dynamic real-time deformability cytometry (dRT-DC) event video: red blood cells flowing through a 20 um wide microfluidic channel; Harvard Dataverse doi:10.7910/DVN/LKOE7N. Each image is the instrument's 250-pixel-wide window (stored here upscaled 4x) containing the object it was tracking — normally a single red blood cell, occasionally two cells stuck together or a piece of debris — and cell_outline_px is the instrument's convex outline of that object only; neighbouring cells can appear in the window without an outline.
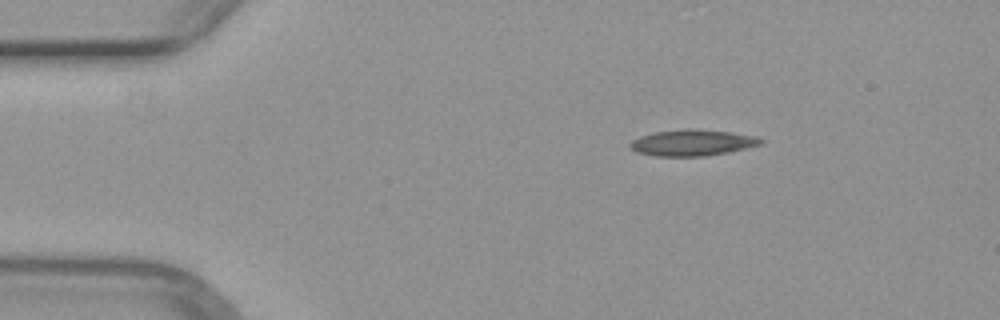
{"species": "common noctule bat (a hibernating species)", "species_latin": "Nyctalus noctula", "temperature_condition": "warm", "stored_images_in_passage": 4, "camera_frame_rate_fps": 3000, "um_per_image_px": 0.085, "animal": {"sex": "female", "body_mass_g": 29.2, "forearm_length_mm": 56.3}, "frame": {"image": 1, "passage_image": 1, "time_ms": 0.0, "image_size_px": [1000, 320], "cell_outline_px": [[764, 144], [728, 152], [704, 156], [656, 156], [636, 152], [628, 144], [632, 140], [640, 136], [656, 132], [732, 132], [756, 136], [764, 140]], "centroid_in_image_um": [58.88, 12.19], "position_along_channel_um": 26.1, "area_um2": 18.84}}
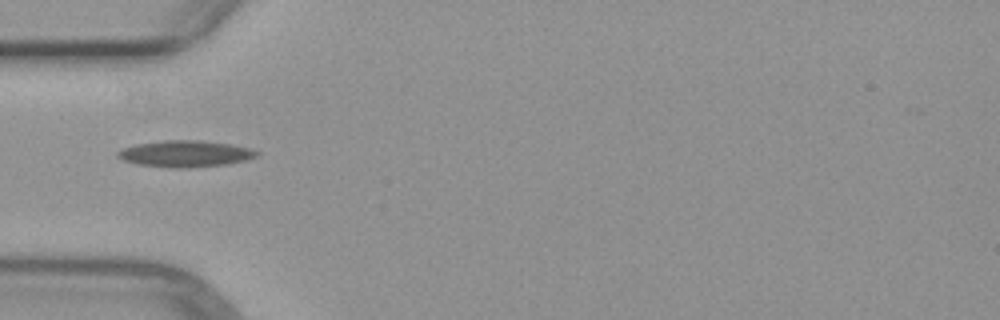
{"frame": {"image": 2, "passage_image": 3, "time_ms": 2.667, "image_size_px": [1000, 320], "cell_outline_px": [[260, 152], [256, 156], [244, 160], [228, 164], [188, 168], [176, 168], [140, 164], [124, 160], [116, 156], [116, 152], [124, 148], [136, 144], [164, 140], [200, 140], [228, 144], [248, 148]], "centroid_in_image_um": [15.73, 13.06], "position_along_channel_um": 69.3, "area_um2": 21.15}}
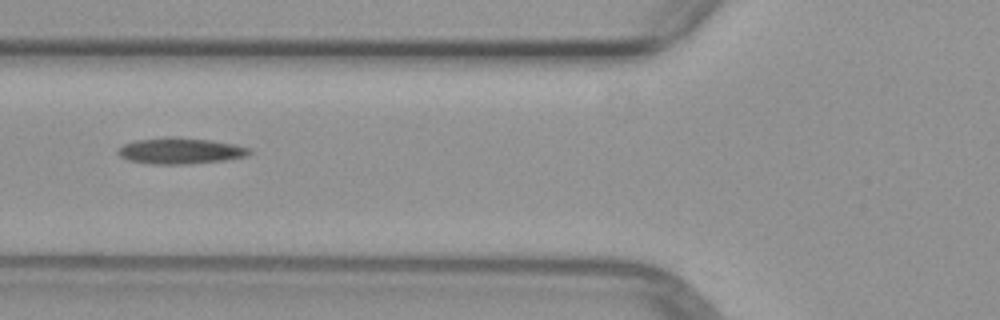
{"frame": {"image": 3, "passage_image": 4, "time_ms": 3.667, "image_size_px": [1000, 320], "cell_outline_px": [[252, 152], [248, 156], [224, 160], [192, 164], [152, 164], [128, 160], [120, 156], [116, 152], [124, 144], [136, 140], [168, 136], [172, 136], [208, 140], [232, 144], [252, 148]], "centroid_in_image_um": [15.34, 12.82], "position_along_channel_um": 110.5, "area_um2": 20.06}}